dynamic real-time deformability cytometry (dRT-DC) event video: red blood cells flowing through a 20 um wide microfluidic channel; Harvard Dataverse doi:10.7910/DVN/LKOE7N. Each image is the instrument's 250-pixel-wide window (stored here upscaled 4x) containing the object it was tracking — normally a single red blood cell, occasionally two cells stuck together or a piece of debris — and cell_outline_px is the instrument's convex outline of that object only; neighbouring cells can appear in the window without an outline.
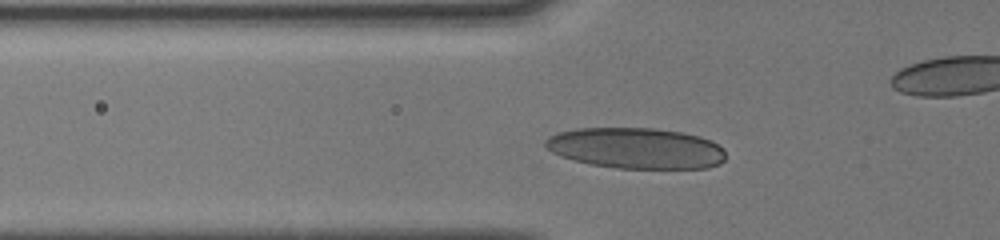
{"species": "human", "species_latin": "Homo sapiens", "temperature_condition": "cold", "stored_images_in_passage": 45, "camera_frame_rate_fps": 3000, "um_per_image_px": 0.085, "donor": {"sex": "male"}, "frame": {"image": 1, "passage_image": 15, "time_ms": 3.667, "image_size_px": [1000, 240], "cell_outline_px": [[724, 160], [720, 164], [708, 168], [616, 168], [588, 164], [552, 152], [544, 144], [544, 140], [548, 136], [560, 132], [576, 128], [656, 128], [680, 132], [700, 136], [712, 140], [724, 148]], "centroid_in_image_um": [54.09, 12.59], "position_along_channel_um": 71.7, "area_um2": 43.0}}
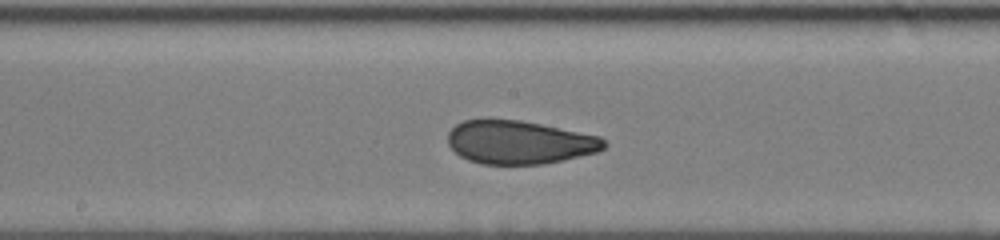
{"frame": {"image": 2, "passage_image": 26, "time_ms": 7.0, "image_size_px": [1000, 240], "cell_outline_px": [[608, 144], [604, 148], [596, 152], [564, 160], [544, 164], [484, 164], [468, 160], [460, 156], [448, 144], [448, 132], [456, 124], [464, 120], [484, 116], [488, 116], [520, 120], [600, 136]], "centroid_in_image_um": [44.1, 12.06], "position_along_channel_um": 204.1, "area_um2": 40.11}}
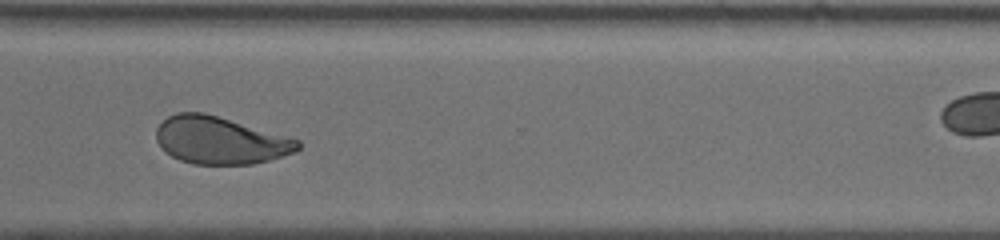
{"frame": {"image": 3, "passage_image": 44, "time_ms": 10.667, "image_size_px": [1000, 240], "cell_outline_px": [[300, 148], [292, 152], [268, 160], [252, 164], [192, 164], [180, 160], [164, 152], [160, 148], [156, 140], [156, 128], [168, 116], [176, 112], [204, 112], [300, 140]], "centroid_in_image_um": [18.65, 11.93], "position_along_channel_um": 351.9, "area_um2": 38.9}}